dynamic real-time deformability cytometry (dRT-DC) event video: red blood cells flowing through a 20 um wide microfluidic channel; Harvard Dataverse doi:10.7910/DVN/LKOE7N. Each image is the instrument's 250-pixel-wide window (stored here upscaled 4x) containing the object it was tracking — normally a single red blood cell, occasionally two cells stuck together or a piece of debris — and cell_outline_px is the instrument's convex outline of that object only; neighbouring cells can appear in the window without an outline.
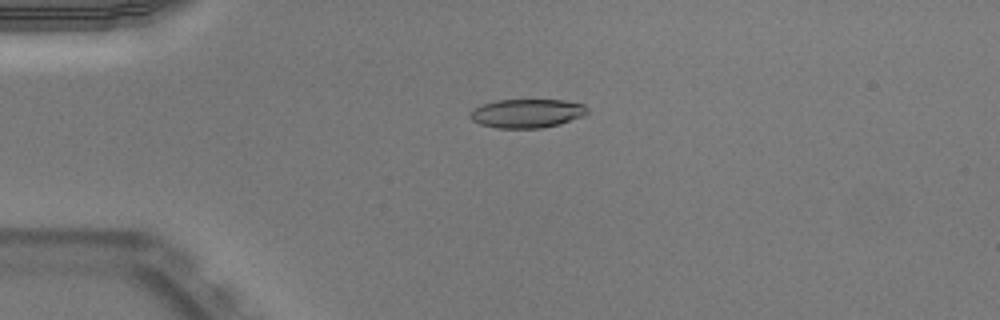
{"species": "Egyptian fruit bat (a non-hibernating species)", "species_latin": "Rousettus aegyptiacus", "temperature_condition": "warm", "stored_images_in_passage": 44, "camera_frame_rate_fps": 3000, "um_per_image_px": 0.085, "animal": {"sex": "male"}, "frame": {"image": 1, "passage_image": 5, "time_ms": 1.333, "image_size_px": [1000, 320], "cell_outline_px": [[588, 112], [580, 116], [560, 124], [540, 128], [496, 128], [480, 124], [472, 120], [468, 116], [468, 112], [472, 108], [496, 100], [564, 100], [584, 104], [588, 108]], "centroid_in_image_um": [44.74, 9.63], "position_along_channel_um": 40.3, "area_um2": 19.71}}
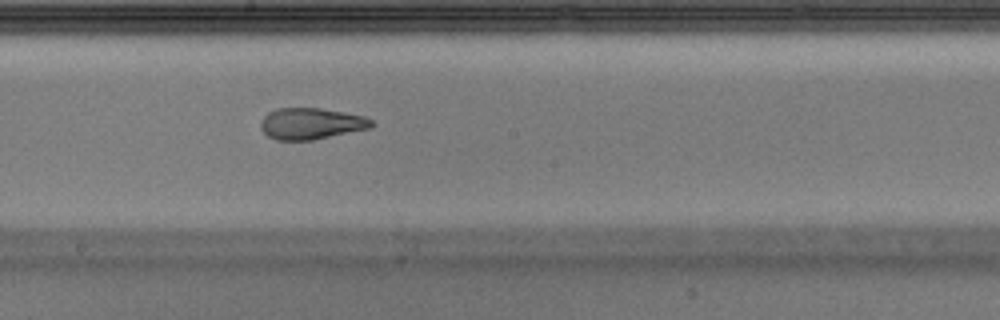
{"frame": {"image": 2, "passage_image": 21, "time_ms": 6.667, "image_size_px": [1000, 320], "cell_outline_px": [[376, 124], [372, 128], [312, 140], [276, 140], [268, 136], [260, 128], [260, 120], [268, 112], [276, 108], [320, 108], [344, 112], [364, 116], [372, 120]], "centroid_in_image_um": [26.45, 10.5], "position_along_channel_um": 221.8, "area_um2": 20.46}}
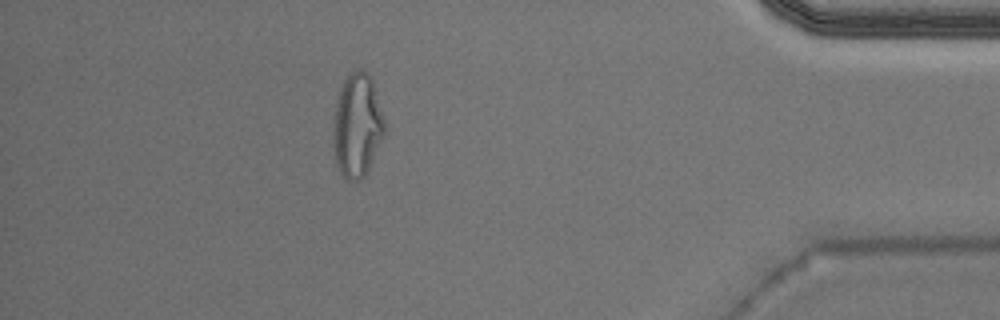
{"frame": {"image": 3, "passage_image": 38, "time_ms": 12.333, "image_size_px": [1000, 320], "cell_outline_px": [[384, 136], [364, 176], [360, 180], [348, 180], [340, 172], [336, 164], [332, 144], [336, 104], [340, 88], [344, 80], [356, 68], [360, 68], [372, 80], [384, 120]], "centroid_in_image_um": [30.34, 10.68], "position_along_channel_um": 404.9, "area_um2": 30.52}, "authors_computed_cell_mechanics": {"area_um2": 20.7791, "velocity_mm_per_s": 3.9786, "shape_relaxation_time_tau1_ms": null, "shape_relaxation_time_tau2_ms": 1.7284, "deformation_change_tau1": null, "deformation_change_tau2": 0.1018}}